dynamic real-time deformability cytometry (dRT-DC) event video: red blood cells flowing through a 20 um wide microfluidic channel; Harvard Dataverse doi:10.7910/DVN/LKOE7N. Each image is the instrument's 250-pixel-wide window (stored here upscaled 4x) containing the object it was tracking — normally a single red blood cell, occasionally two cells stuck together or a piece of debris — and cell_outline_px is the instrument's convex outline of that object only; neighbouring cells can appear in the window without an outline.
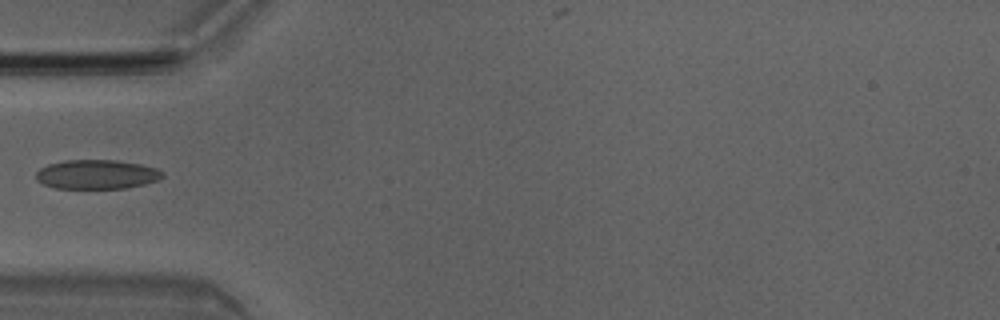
{"species": "Egyptian fruit bat (a non-hibernating species)", "species_latin": "Rousettus aegyptiacus", "temperature_condition": "room temperature", "stored_images_in_passage": 4, "camera_frame_rate_fps": 3000, "um_per_image_px": 0.085, "animal": {"sex": "male"}, "frame": {"image": 1, "passage_image": 4, "time_ms": 1.0, "image_size_px": [1000, 320], "cell_outline_px": [[164, 176], [156, 180], [144, 184], [128, 188], [56, 188], [44, 184], [36, 180], [36, 172], [40, 168], [48, 164], [64, 160], [116, 160], [140, 164], [156, 168], [164, 172]], "centroid_in_image_um": [8.22, 14.82], "position_along_channel_um": 76.8, "area_um2": 21.56}}